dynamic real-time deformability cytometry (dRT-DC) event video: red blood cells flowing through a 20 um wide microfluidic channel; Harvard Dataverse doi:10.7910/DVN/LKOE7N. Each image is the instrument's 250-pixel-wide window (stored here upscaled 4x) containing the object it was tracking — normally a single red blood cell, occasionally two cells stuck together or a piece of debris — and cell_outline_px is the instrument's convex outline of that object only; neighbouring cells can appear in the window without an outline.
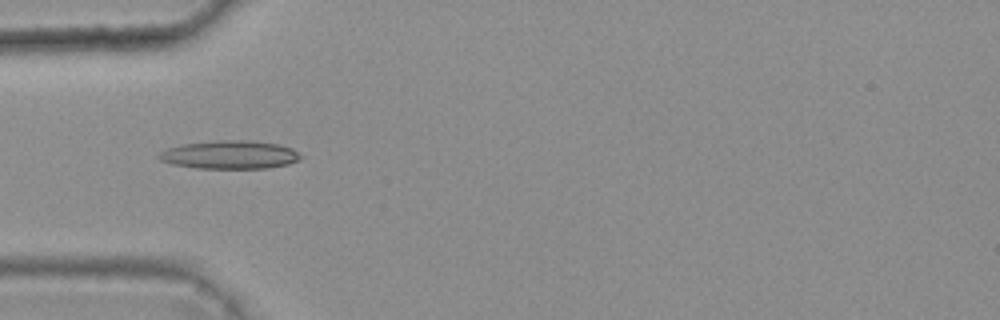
{"species": "common noctule bat (a hibernating species)", "species_latin": "Nyctalus noctula", "temperature_condition": "warm", "stored_images_in_passage": 7, "camera_frame_rate_fps": 3000, "um_per_image_px": 0.085, "animal": {"sex": "female", "body_mass_g": 25.1}, "frame": {"image": 1, "passage_image": 5, "time_ms": 1.333, "image_size_px": [1000, 320], "cell_outline_px": [[304, 156], [300, 160], [288, 164], [264, 168], [196, 168], [172, 164], [160, 160], [156, 156], [160, 152], [168, 148], [180, 144], [220, 140], [252, 140], [276, 144], [292, 148]], "centroid_in_image_um": [19.53, 13.15], "position_along_channel_um": 65.5, "area_um2": 23.47}}
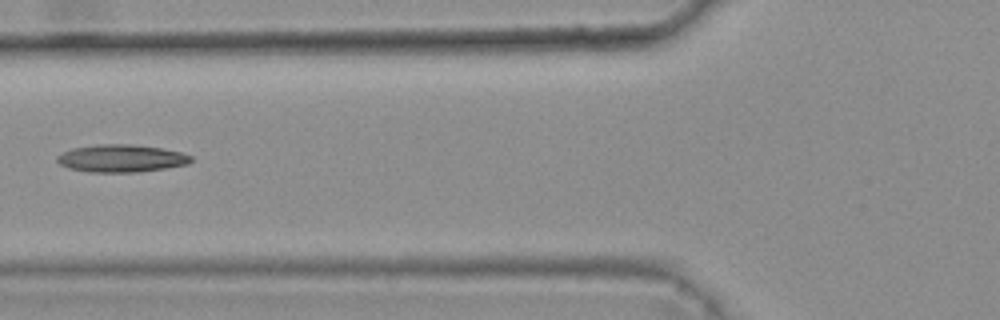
{"frame": {"image": 2, "passage_image": 6, "time_ms": 1.667, "image_size_px": [1000, 320], "cell_outline_px": [[192, 160], [188, 164], [140, 172], [88, 172], [68, 168], [60, 164], [56, 160], [56, 156], [72, 148], [100, 144], [128, 144], [160, 148], [180, 152], [192, 156]], "centroid_in_image_um": [10.29, 13.46], "position_along_channel_um": 115.5, "area_um2": 21.39}}
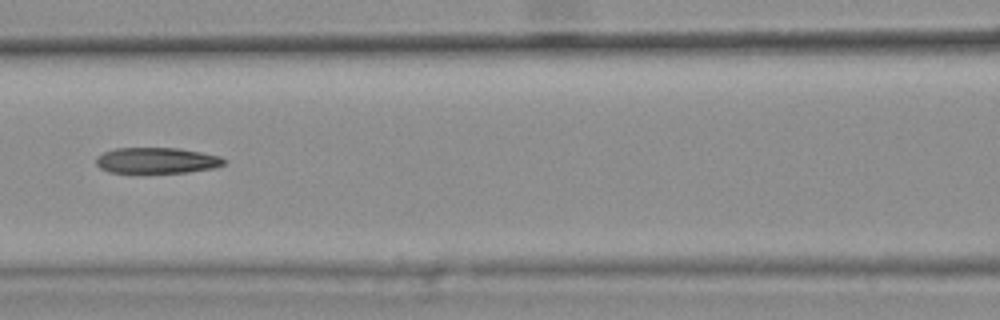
{"frame": {"image": 3, "passage_image": 7, "time_ms": 2.0, "image_size_px": [1000, 320], "cell_outline_px": [[228, 160], [224, 164], [216, 168], [188, 172], [108, 172], [100, 168], [96, 164], [96, 156], [104, 152], [116, 148], [180, 148], [220, 156]], "centroid_in_image_um": [13.35, 13.63], "position_along_channel_um": 153.3, "area_um2": 19.31}}